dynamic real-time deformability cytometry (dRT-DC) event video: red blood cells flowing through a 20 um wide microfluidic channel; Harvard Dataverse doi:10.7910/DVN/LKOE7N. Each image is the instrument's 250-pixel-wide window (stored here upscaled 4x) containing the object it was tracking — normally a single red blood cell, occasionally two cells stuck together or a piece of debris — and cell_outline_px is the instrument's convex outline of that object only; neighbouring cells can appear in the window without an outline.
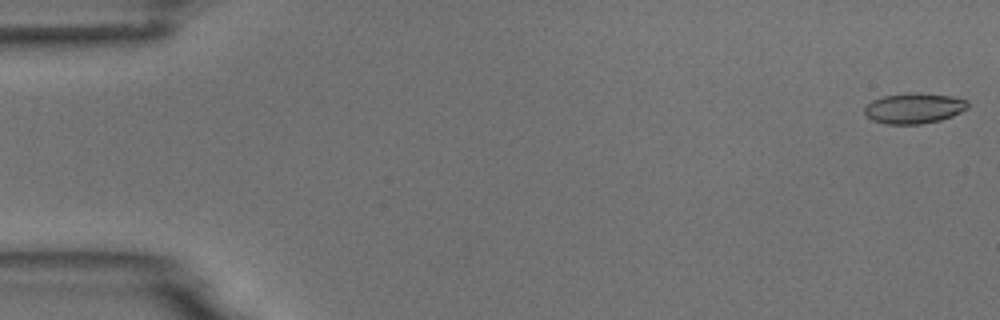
{"species": "common noctule bat (a hibernating species)", "species_latin": "Nyctalus noctula", "temperature_condition": "room temperature", "stored_images_in_passage": 54, "camera_frame_rate_fps": 3000, "um_per_image_px": 0.085, "animal": {"sex": "male", "body_mass_g": 18.8}, "frame": {"image": 1, "passage_image": 1, "time_ms": 0.0, "image_size_px": [1000, 320], "cell_outline_px": [[968, 108], [952, 116], [940, 120], [920, 124], [884, 124], [872, 120], [864, 112], [864, 108], [872, 100], [884, 96], [908, 92], [920, 92], [952, 96], [968, 100]], "centroid_in_image_um": [77.7, 9.19], "position_along_channel_um": 7.3, "area_um2": 18.5}}
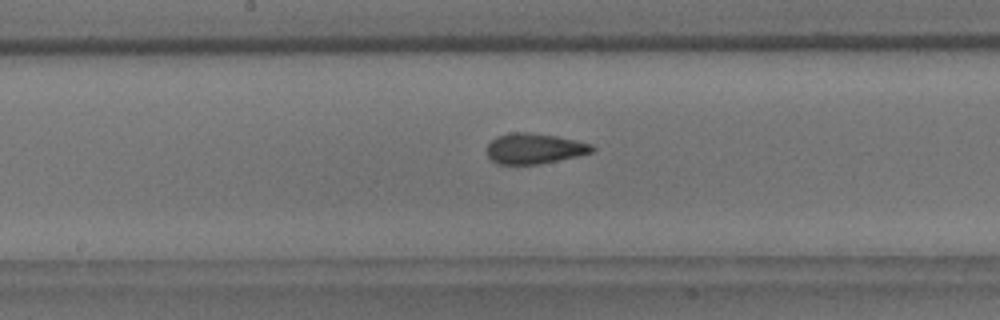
{"frame": {"image": 2, "passage_image": 28, "time_ms": 9.0, "image_size_px": [1000, 320], "cell_outline_px": [[596, 148], [592, 152], [576, 156], [540, 164], [496, 164], [488, 156], [488, 144], [496, 136], [512, 132], [528, 132], [556, 136], [592, 144]], "centroid_in_image_um": [45.41, 12.62], "position_along_channel_um": 202.8, "area_um2": 18.55}}
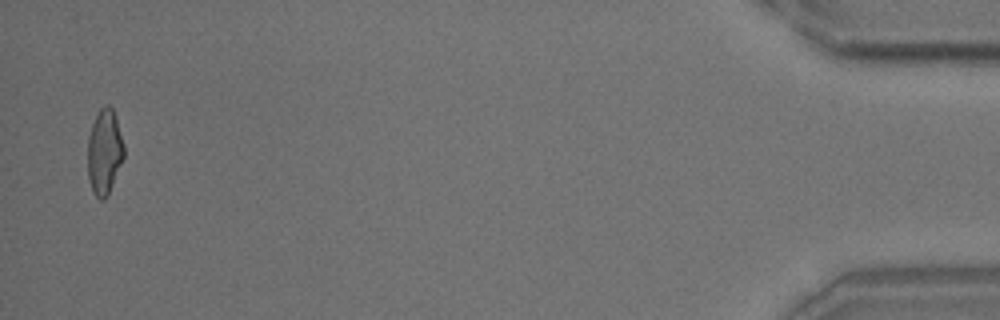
{"frame": {"image": 3, "passage_image": 53, "time_ms": 17.333, "image_size_px": [1000, 320], "cell_outline_px": [[124, 156], [108, 196], [104, 200], [100, 200], [92, 192], [88, 176], [88, 136], [92, 124], [100, 108], [104, 104], [108, 104], [112, 108], [124, 144]], "centroid_in_image_um": [8.87, 12.93], "position_along_channel_um": 426.3, "area_um2": 17.98}, "authors_computed_cell_mechanics": {"area_um2": 18.6116, "velocity_mm_per_s": 3.7395, "shape_relaxation_time_tau1_ms": 9.2945, "shape_relaxation_time_tau2_ms": 1.5209, "deformation_change_tau1": 0.2038, "deformation_change_tau2": 0.0785}}